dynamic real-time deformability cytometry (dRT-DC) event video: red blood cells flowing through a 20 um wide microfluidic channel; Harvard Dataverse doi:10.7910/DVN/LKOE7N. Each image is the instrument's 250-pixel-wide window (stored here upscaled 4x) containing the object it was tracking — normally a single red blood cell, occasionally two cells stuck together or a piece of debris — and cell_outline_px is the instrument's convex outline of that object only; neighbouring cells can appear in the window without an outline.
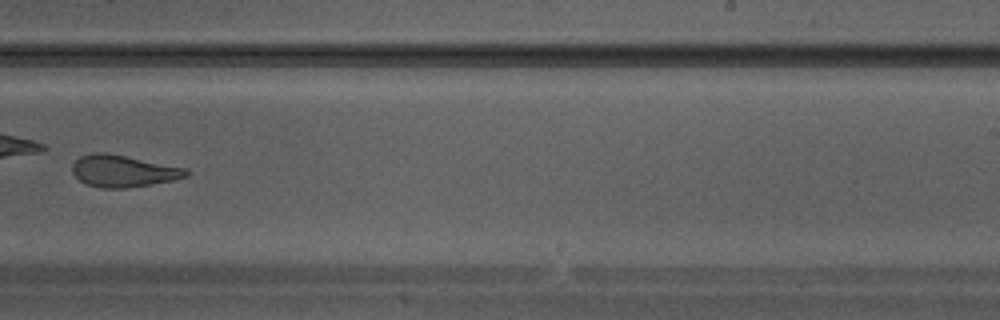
{"species": "Egyptian fruit bat (a non-hibernating species)", "species_latin": "Rousettus aegyptiacus", "temperature_condition": "warm", "stored_images_in_passage": 26, "camera_frame_rate_fps": 3000, "um_per_image_px": 0.085, "animal": {"sex": "male"}, "frame": {"image": 1, "passage_image": 15, "time_ms": 4.667, "image_size_px": [1000, 320], "cell_outline_px": [[188, 176], [172, 180], [152, 184], [128, 188], [104, 188], [88, 184], [80, 180], [72, 172], [72, 164], [80, 156], [92, 152], [104, 152], [184, 168], [188, 172]], "centroid_in_image_um": [10.43, 14.54], "position_along_channel_um": 278.6, "area_um2": 20.75}}